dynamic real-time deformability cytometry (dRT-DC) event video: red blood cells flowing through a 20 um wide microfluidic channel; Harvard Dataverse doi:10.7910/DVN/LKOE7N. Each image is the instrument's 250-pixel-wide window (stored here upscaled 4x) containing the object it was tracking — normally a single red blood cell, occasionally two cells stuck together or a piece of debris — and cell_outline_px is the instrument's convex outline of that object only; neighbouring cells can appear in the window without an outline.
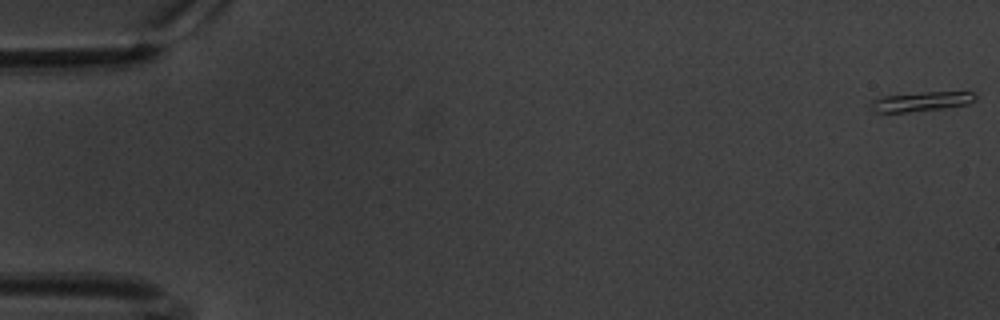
{"species": "common noctule bat (a hibernating species)", "species_latin": "Nyctalus noctula", "temperature_condition": "warm", "stored_images_in_passage": 61, "camera_frame_rate_fps": 3000, "um_per_image_px": 0.085, "animal": {"sex": "male", "body_mass_g": 20.1, "forearm_length_mm": 53.5}, "frame": {"image": 1, "passage_image": 1, "time_ms": 0.0, "image_size_px": [1000, 320], "cell_outline_px": [[976, 100], [968, 104], [944, 108], [904, 112], [876, 112], [868, 108], [872, 100], [884, 96], [924, 92], [972, 92], [976, 96]], "centroid_in_image_um": [78.28, 8.63], "position_along_channel_um": 6.7, "area_um2": 11.79}}
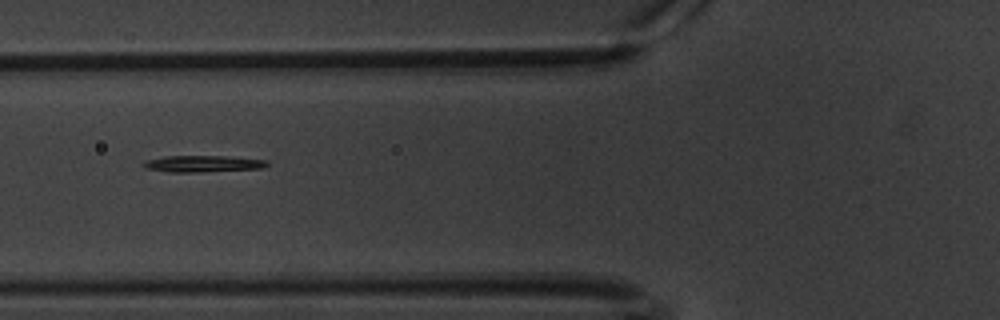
{"frame": {"image": 2, "passage_image": 24, "time_ms": 7.667, "image_size_px": [1000, 320], "cell_outline_px": [[268, 164], [264, 168], [196, 172], [168, 172], [144, 168], [140, 164], [144, 160], [164, 156], [224, 156], [268, 160]], "centroid_in_image_um": [17.17, 13.91], "position_along_channel_um": 108.6, "area_um2": 12.02}}
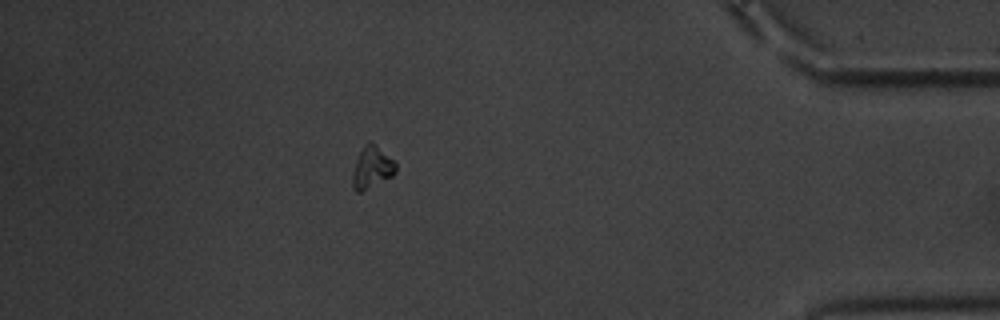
{"frame": {"image": 3, "passage_image": 54, "time_ms": 17.667, "image_size_px": [1000, 320], "cell_outline_px": [[396, 172], [392, 176], [360, 192], [356, 192], [352, 188], [352, 172], [356, 160], [364, 144], [368, 140], [372, 140], [396, 160]], "centroid_in_image_um": [31.62, 14.18], "position_along_channel_um": 403.6, "area_um2": 10.87}, "authors_computed_cell_mechanics": {"area_um2": 11.2132, "velocity_mm_per_s": 3.3593, "shape_relaxation_time_tau1_ms": 1.8233, "shape_relaxation_time_tau2_ms": null, "deformation_change_tau1": 0.1469, "deformation_change_tau2": null}}